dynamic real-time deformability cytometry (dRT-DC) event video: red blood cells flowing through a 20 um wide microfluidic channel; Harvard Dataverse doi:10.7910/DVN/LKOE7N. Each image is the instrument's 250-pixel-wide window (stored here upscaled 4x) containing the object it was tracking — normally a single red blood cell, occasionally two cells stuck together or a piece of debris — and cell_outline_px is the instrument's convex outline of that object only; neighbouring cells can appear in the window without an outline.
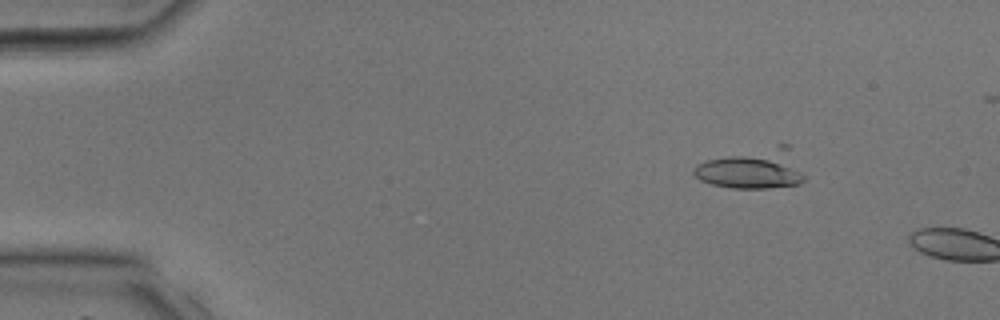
{"species": "common noctule bat (a hibernating species)", "species_latin": "Nyctalus noctula", "temperature_condition": "room temperature", "stored_images_in_passage": 5, "camera_frame_rate_fps": 3000, "um_per_image_px": 0.085, "animal": {"sex": "male", "body_mass_g": 17.9, "forearm_length_mm": 54.2}, "frame": {"image": 1, "passage_image": 3, "time_ms": 0.667, "image_size_px": [1000, 320], "cell_outline_px": [[804, 180], [800, 184], [768, 188], [732, 188], [712, 184], [700, 180], [692, 172], [696, 164], [704, 160], [776, 144], [788, 144], [804, 176]], "centroid_in_image_um": [63.96, 14.34], "position_along_channel_um": 21.0, "area_um2": 25.72}}